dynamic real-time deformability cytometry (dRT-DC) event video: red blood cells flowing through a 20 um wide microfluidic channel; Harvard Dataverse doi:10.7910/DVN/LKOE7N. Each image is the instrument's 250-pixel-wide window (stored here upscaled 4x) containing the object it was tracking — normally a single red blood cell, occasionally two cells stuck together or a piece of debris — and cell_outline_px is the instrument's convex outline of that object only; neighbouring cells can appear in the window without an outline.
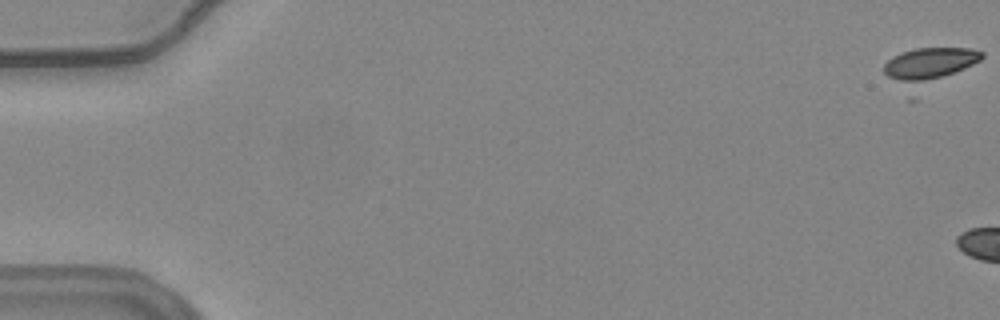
{"species": "common noctule bat (a hibernating species)", "species_latin": "Nyctalus noctula", "temperature_condition": "warm", "stored_images_in_passage": 7, "camera_frame_rate_fps": 3000, "um_per_image_px": 0.085, "animal": {"sex": "female", "body_mass_g": 24.6, "forearm_length_mm": 56.2}, "frame": {"image": 1, "passage_image": 1, "time_ms": 0.0, "image_size_px": [1000, 320], "cell_outline_px": [[984, 56], [980, 60], [916, 100], [908, 100], [884, 72], [884, 64], [892, 56], [916, 48], [972, 48], [984, 52]], "centroid_in_image_um": [78.89, 5.81], "position_along_channel_um": 6.1, "area_um2": 23.12}}